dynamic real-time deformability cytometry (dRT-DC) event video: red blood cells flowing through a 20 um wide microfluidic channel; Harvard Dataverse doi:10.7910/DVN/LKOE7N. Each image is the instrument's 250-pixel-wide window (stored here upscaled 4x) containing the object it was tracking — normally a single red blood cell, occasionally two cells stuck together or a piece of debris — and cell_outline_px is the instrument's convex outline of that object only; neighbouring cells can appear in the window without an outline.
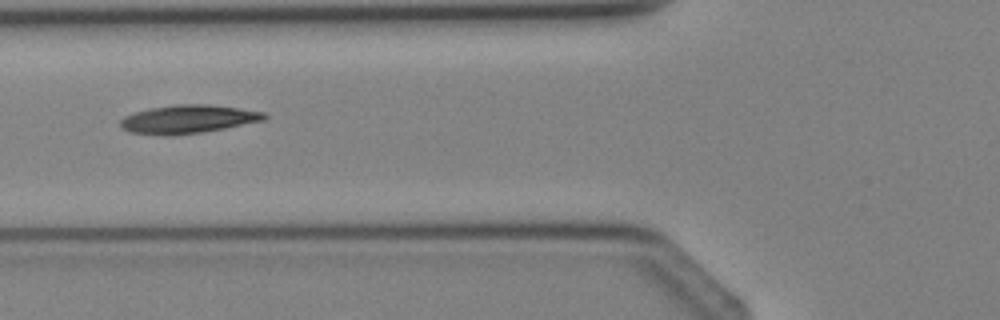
{"species": "Egyptian fruit bat (a non-hibernating species)", "species_latin": "Rousettus aegyptiacus", "temperature_condition": "cold", "stored_images_in_passage": 3, "camera_frame_rate_fps": 3000, "um_per_image_px": 0.085, "animal": {"sex": "female"}, "frame": {"image": 1, "passage_image": 3, "time_ms": 3.333, "image_size_px": [1000, 320], "cell_outline_px": [[268, 120], [204, 132], [172, 136], [168, 136], [132, 132], [120, 128], [120, 120], [124, 116], [136, 112], [152, 108], [176, 104], [208, 104], [240, 108], [268, 112]], "centroid_in_image_um": [16.06, 10.13], "position_along_channel_um": 109.7, "area_um2": 24.1}}